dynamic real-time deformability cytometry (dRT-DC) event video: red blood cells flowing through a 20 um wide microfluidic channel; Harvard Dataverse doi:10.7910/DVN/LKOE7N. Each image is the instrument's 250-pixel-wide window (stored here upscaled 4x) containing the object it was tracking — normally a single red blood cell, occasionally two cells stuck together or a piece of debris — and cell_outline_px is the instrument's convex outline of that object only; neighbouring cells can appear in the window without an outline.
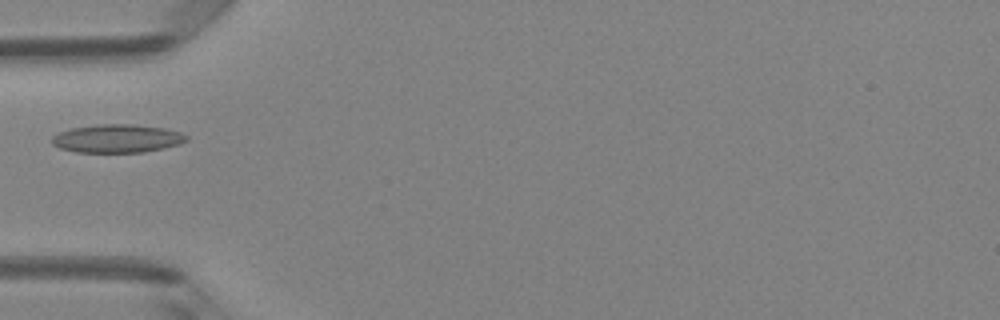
{"species": "Egyptian fruit bat (a non-hibernating species)", "species_latin": "Rousettus aegyptiacus", "temperature_condition": "room temperature", "stored_images_in_passage": 6, "camera_frame_rate_fps": 3000, "um_per_image_px": 0.085, "animal": {"sex": "female"}, "frame": {"image": 1, "passage_image": 4, "time_ms": 1.0, "image_size_px": [1000, 320], "cell_outline_px": [[188, 140], [180, 144], [164, 148], [144, 152], [76, 152], [60, 148], [52, 144], [52, 136], [60, 132], [72, 128], [100, 124], [132, 124], [164, 128], [180, 132], [188, 136]], "centroid_in_image_um": [9.98, 11.77], "position_along_channel_um": 75.0, "area_um2": 22.14}}
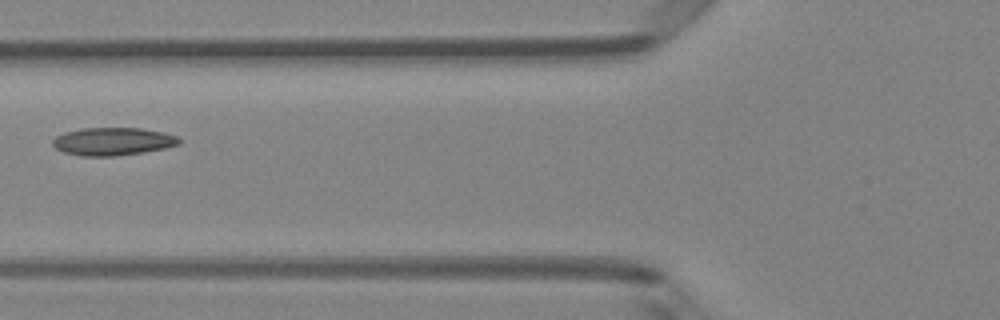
{"frame": {"image": 2, "passage_image": 5, "time_ms": 1.333, "image_size_px": [1000, 320], "cell_outline_px": [[180, 144], [164, 148], [140, 152], [112, 156], [84, 156], [64, 152], [56, 148], [52, 144], [52, 140], [56, 136], [64, 132], [80, 128], [140, 128], [164, 132], [176, 136], [180, 140]], "centroid_in_image_um": [9.56, 12.01], "position_along_channel_um": 116.2, "area_um2": 20.35}}
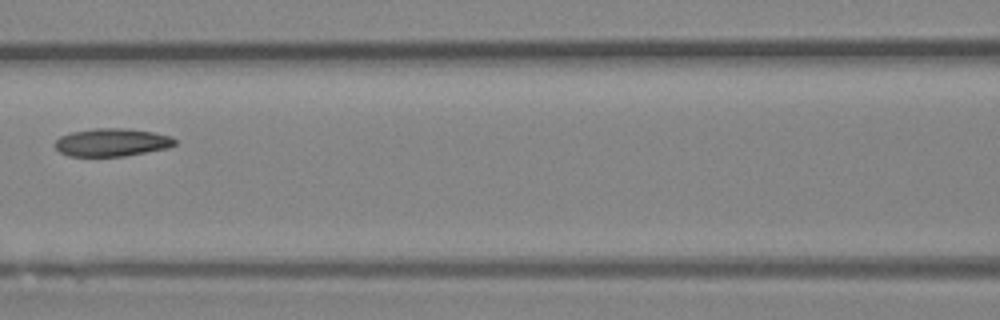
{"frame": {"image": 3, "passage_image": 6, "time_ms": 1.667, "image_size_px": [1000, 320], "cell_outline_px": [[176, 144], [168, 148], [124, 156], [68, 156], [60, 152], [56, 148], [56, 140], [60, 136], [72, 132], [96, 128], [128, 128], [152, 132], [172, 136], [176, 140]], "centroid_in_image_um": [9.53, 12.1], "position_along_channel_um": 157.1, "area_um2": 19.48}}